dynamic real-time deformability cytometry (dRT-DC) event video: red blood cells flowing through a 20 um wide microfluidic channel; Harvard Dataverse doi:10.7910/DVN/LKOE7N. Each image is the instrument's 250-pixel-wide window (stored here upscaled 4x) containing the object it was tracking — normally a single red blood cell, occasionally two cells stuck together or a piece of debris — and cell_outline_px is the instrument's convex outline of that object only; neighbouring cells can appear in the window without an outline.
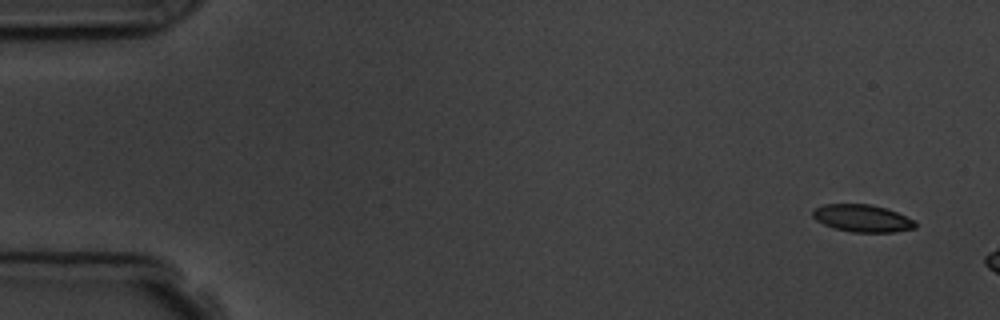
{"species": "common noctule bat (a hibernating species)", "species_latin": "Nyctalus noctula", "temperature_condition": "room temperature", "stored_images_in_passage": 3, "camera_frame_rate_fps": 3000, "um_per_image_px": 0.085, "animal": {"sex": "male", "body_mass_g": 19.5, "forearm_length_mm": 54.6}, "frame": {"image": 1, "passage_image": 1, "time_ms": 0.0, "image_size_px": [1000, 320], "cell_outline_px": [[916, 228], [896, 232], [852, 232], [836, 228], [824, 224], [816, 220], [812, 216], [812, 212], [816, 208], [824, 204], [872, 204], [896, 212], [916, 220]], "centroid_in_image_um": [73.33, 18.55], "position_along_channel_um": 11.7, "area_um2": 16.3}}